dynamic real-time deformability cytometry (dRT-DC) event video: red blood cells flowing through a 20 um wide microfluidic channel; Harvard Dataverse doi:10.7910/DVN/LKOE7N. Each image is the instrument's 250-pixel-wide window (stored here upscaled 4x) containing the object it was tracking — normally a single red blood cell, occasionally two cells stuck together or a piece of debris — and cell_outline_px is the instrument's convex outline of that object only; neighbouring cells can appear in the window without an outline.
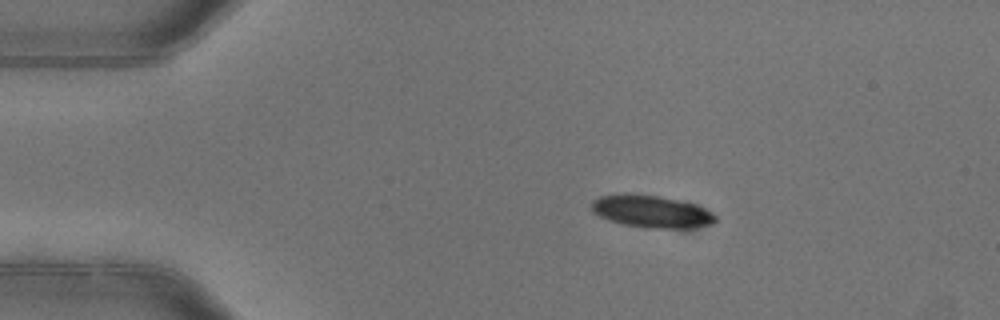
{"species": "common noctule bat (a hibernating species)", "species_latin": "Nyctalus noctula", "temperature_condition": "warm", "stored_images_in_passage": 2, "camera_frame_rate_fps": 3000, "um_per_image_px": 0.085, "animal": {"sex": "female"}, "frame": {"image": 1, "passage_image": 1, "time_ms": 0.0, "image_size_px": [1000, 320], "cell_outline_px": [[716, 220], [712, 224], [688, 228], [648, 228], [624, 224], [608, 220], [592, 212], [592, 200], [600, 196], [660, 196], [692, 204], [712, 212], [716, 216]], "centroid_in_image_um": [55.39, 18.02], "position_along_channel_um": 29.6, "area_um2": 22.43}}